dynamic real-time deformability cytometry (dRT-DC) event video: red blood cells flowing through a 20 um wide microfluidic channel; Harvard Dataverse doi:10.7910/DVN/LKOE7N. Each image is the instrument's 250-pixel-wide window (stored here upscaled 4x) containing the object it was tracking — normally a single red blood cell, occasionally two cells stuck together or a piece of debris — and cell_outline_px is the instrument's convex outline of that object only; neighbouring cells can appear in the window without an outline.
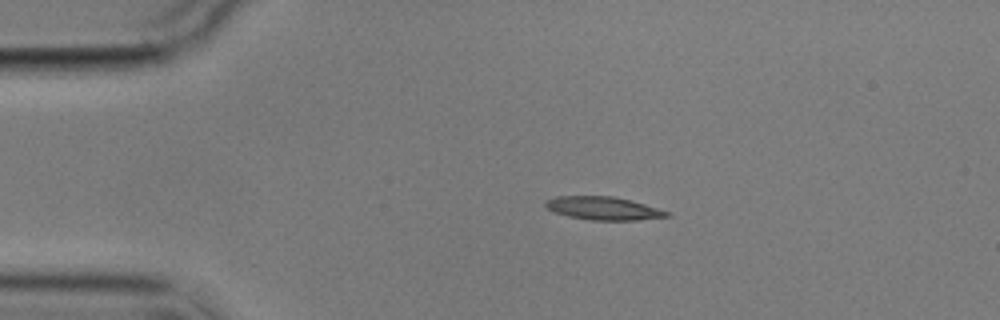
{"species": "common noctule bat (a hibernating species)", "species_latin": "Nyctalus noctula", "temperature_condition": "cold", "stored_images_in_passage": 6, "camera_frame_rate_fps": 3000, "um_per_image_px": 0.085, "animal": {"sex": "male", "body_mass_g": 17.9}, "frame": {"image": 1, "passage_image": 1, "time_ms": 0.0, "image_size_px": [1000, 320], "cell_outline_px": [[672, 216], [636, 220], [592, 220], [568, 216], [556, 212], [548, 208], [544, 204], [544, 200], [556, 196], [612, 196], [632, 200], [672, 212]], "centroid_in_image_um": [51.33, 17.7], "position_along_channel_um": 33.7, "area_um2": 16.47}}
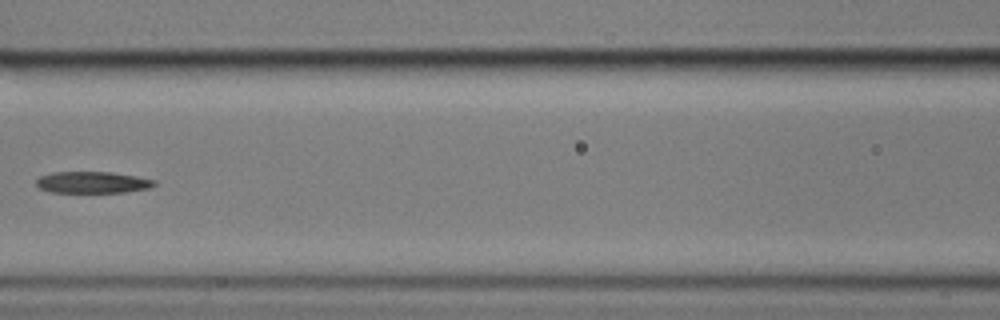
{"frame": {"image": 2, "passage_image": 5, "time_ms": 4.667, "image_size_px": [1000, 320], "cell_outline_px": [[156, 184], [148, 188], [124, 192], [52, 192], [40, 188], [36, 184], [36, 180], [40, 176], [52, 172], [108, 172], [136, 176], [156, 180]], "centroid_in_image_um": [7.85, 15.49], "position_along_channel_um": 158.7, "area_um2": 14.68}}
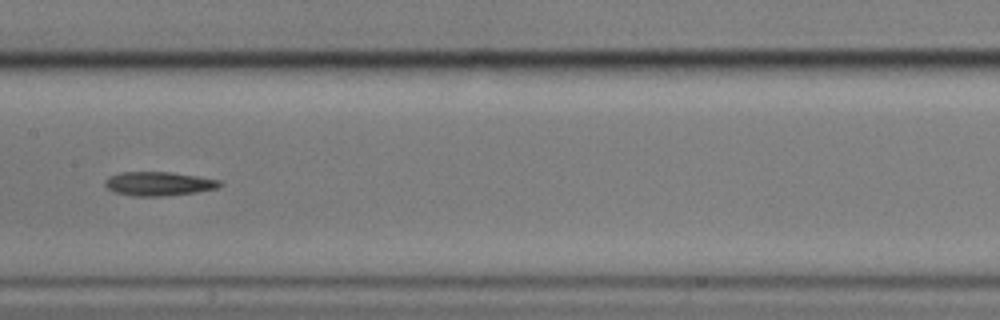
{"frame": {"image": 3, "passage_image": 6, "time_ms": 5.667, "image_size_px": [1000, 320], "cell_outline_px": [[224, 184], [216, 188], [196, 192], [164, 196], [132, 196], [112, 192], [104, 184], [104, 180], [108, 176], [120, 172], [172, 172], [220, 180]], "centroid_in_image_um": [13.45, 15.61], "position_along_channel_um": 194.0, "area_um2": 16.13}}